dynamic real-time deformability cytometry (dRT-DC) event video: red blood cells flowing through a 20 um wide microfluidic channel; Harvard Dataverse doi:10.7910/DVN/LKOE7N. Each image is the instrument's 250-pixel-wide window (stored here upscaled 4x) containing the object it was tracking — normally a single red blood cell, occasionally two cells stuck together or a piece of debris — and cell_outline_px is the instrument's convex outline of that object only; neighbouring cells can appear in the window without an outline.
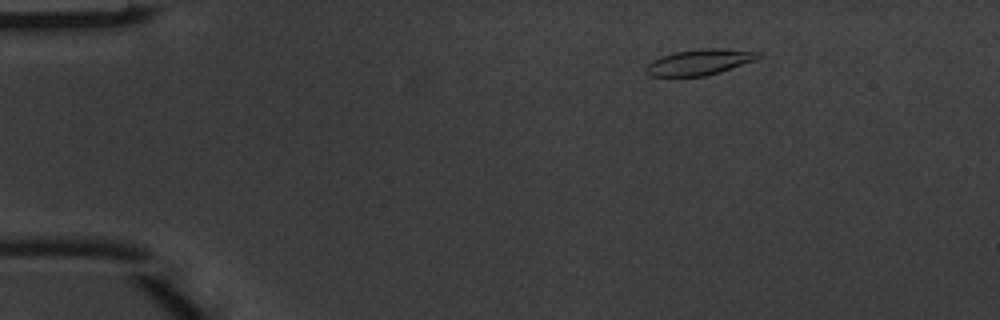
{"species": "common noctule bat (a hibernating species)", "species_latin": "Nyctalus noctula", "temperature_condition": "warm", "stored_images_in_passage": 3, "camera_frame_rate_fps": 3000, "um_per_image_px": 0.085, "animal": {"sex": "male", "body_mass_g": 20.1, "forearm_length_mm": 53.5}, "frame": {"image": 1, "passage_image": 1, "time_ms": 0.0, "image_size_px": [1000, 320], "cell_outline_px": [[764, 56], [756, 60], [720, 72], [704, 76], [652, 76], [644, 72], [644, 68], [652, 60], [660, 56], [676, 52], [700, 48], [720, 48], [764, 52]], "centroid_in_image_um": [59.5, 5.27], "position_along_channel_um": 25.5, "area_um2": 17.11}}